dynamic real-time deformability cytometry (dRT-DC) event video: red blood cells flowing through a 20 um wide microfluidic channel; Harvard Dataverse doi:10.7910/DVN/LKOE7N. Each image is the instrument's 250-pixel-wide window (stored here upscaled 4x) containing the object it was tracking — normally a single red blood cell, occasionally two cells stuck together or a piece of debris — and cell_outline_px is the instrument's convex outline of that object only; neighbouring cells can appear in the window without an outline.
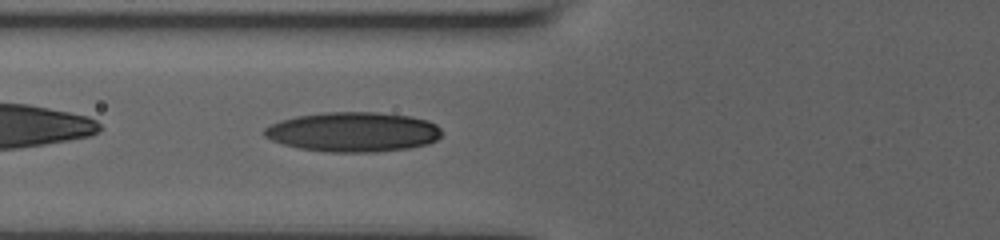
{"species": "human", "species_latin": "Homo sapiens", "temperature_condition": "room temperature", "stored_images_in_passage": 23, "camera_frame_rate_fps": 3000, "um_per_image_px": 0.085, "donor": {"sex": "male"}, "frame": {"image": 1, "passage_image": 18, "time_ms": 7.333, "image_size_px": [1000, 240], "cell_outline_px": [[440, 136], [436, 140], [428, 144], [408, 148], [376, 152], [324, 152], [300, 148], [284, 144], [272, 140], [264, 136], [264, 128], [280, 120], [296, 116], [320, 112], [376, 112], [412, 116], [428, 120], [436, 124], [440, 128]], "centroid_in_image_um": [30.02, 11.21], "position_along_channel_um": 95.8, "area_um2": 41.21}}
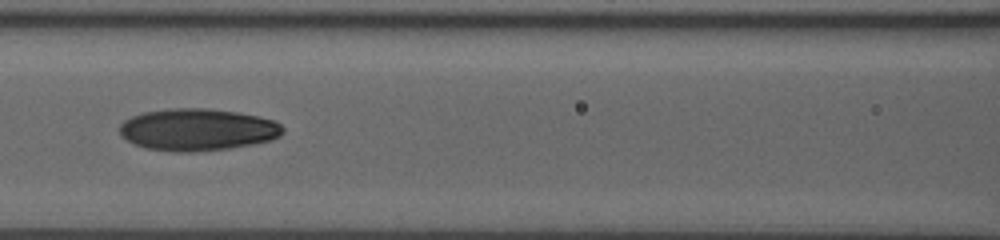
{"frame": {"image": 2, "passage_image": 21, "time_ms": 8.667, "image_size_px": [1000, 240], "cell_outline_px": [[284, 132], [280, 136], [272, 140], [252, 144], [228, 148], [192, 152], [176, 152], [144, 148], [120, 136], [120, 124], [124, 120], [132, 116], [144, 112], [168, 108], [208, 108], [236, 112], [260, 116], [272, 120], [280, 124], [284, 128]], "centroid_in_image_um": [16.79, 11.01], "position_along_channel_um": 149.8, "area_um2": 40.11}}